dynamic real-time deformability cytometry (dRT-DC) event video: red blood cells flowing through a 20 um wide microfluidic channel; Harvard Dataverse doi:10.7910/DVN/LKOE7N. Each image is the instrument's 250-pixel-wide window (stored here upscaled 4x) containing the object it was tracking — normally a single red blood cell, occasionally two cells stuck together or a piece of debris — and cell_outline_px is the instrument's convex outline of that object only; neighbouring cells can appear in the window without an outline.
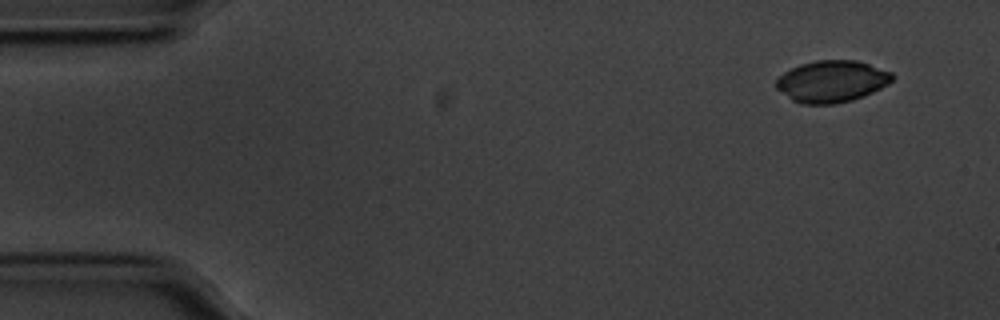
{"species": "common noctule bat (a hibernating species)", "species_latin": "Nyctalus noctula", "temperature_condition": "cold", "stored_images_in_passage": 47, "camera_frame_rate_fps": 3000, "um_per_image_px": 0.085, "animal": {"sex": "male", "body_mass_g": 20.1, "forearm_length_mm": 53.5}, "frame": {"image": 1, "passage_image": 1, "time_ms": 0.0, "image_size_px": [1000, 320], "cell_outline_px": [[896, 76], [888, 84], [864, 96], [852, 100], [836, 104], [804, 104], [792, 100], [776, 88], [776, 80], [784, 72], [800, 64], [816, 60], [856, 60], [892, 72]], "centroid_in_image_um": [70.71, 6.92], "position_along_channel_um": 14.3, "area_um2": 28.21}}
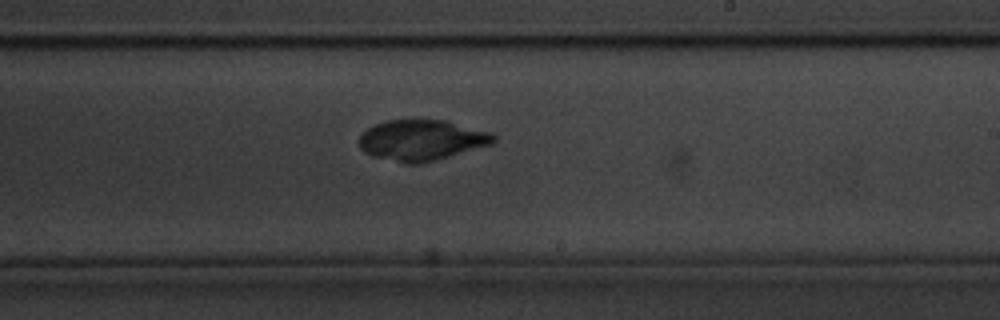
{"frame": {"image": 2, "passage_image": 30, "time_ms": 9.667, "image_size_px": [1000, 320], "cell_outline_px": [[496, 140], [492, 144], [420, 164], [404, 164], [372, 156], [364, 152], [360, 148], [360, 136], [368, 128], [384, 120], [448, 120], [492, 132], [496, 136]], "centroid_in_image_um": [35.86, 11.91], "position_along_channel_um": 253.1, "area_um2": 32.02}}
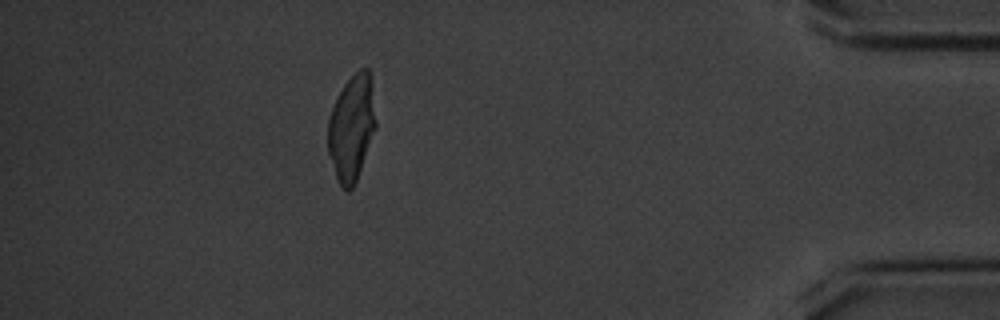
{"frame": {"image": 3, "passage_image": 47, "time_ms": 15.333, "image_size_px": [1000, 320], "cell_outline_px": [[376, 128], [356, 180], [352, 188], [348, 192], [344, 192], [340, 188], [328, 152], [328, 120], [332, 108], [344, 84], [360, 68], [368, 68], [376, 120]], "centroid_in_image_um": [29.87, 10.91], "position_along_channel_um": 405.3, "area_um2": 29.07}}